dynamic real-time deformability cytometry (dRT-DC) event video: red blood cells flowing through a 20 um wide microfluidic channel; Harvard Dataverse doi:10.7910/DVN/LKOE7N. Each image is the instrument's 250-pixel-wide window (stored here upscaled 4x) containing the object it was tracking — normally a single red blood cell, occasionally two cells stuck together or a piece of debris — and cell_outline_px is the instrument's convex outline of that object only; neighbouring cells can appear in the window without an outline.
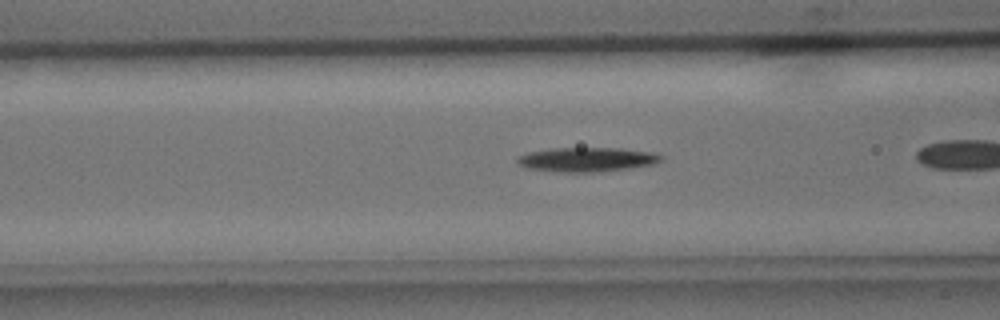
{"species": "common noctule bat (a hibernating species)", "species_latin": "Nyctalus noctula", "temperature_condition": "cold", "stored_images_in_passage": 33, "camera_frame_rate_fps": 3000, "um_per_image_px": 0.085, "animal": {"sex": "male", "body_mass_g": 15.6}, "frame": {"image": 1, "passage_image": 13, "time_ms": 4.0, "image_size_px": [1000, 320], "cell_outline_px": [[664, 156], [660, 160], [652, 164], [632, 168], [600, 172], [560, 172], [524, 168], [516, 164], [516, 156], [528, 152], [552, 148], [620, 148], [652, 152]], "centroid_in_image_um": [49.82, 13.56], "position_along_channel_um": 116.8, "area_um2": 20.63}}
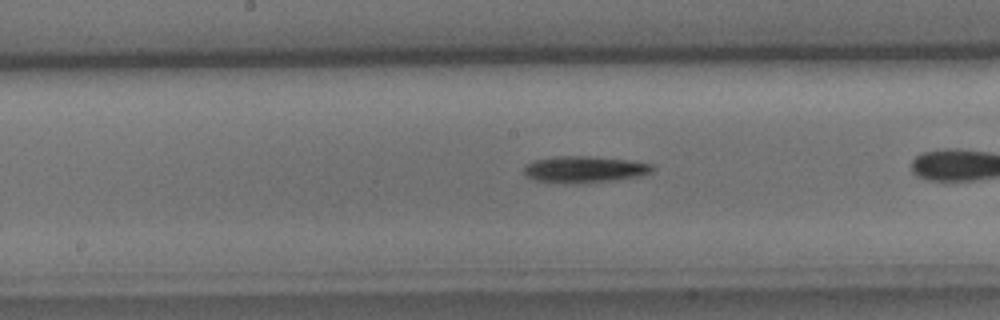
{"frame": {"image": 2, "passage_image": 19, "time_ms": 6.0, "image_size_px": [1000, 320], "cell_outline_px": [[656, 168], [652, 172], [640, 176], [616, 180], [584, 184], [548, 184], [532, 180], [524, 176], [524, 168], [532, 160], [556, 156], [588, 156], [632, 160], [652, 164]], "centroid_in_image_um": [49.64, 14.43], "position_along_channel_um": 198.6, "area_um2": 20.75}}
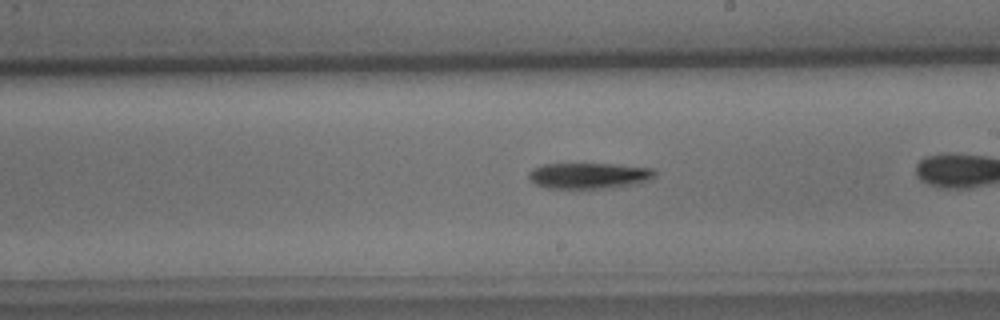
{"frame": {"image": 3, "passage_image": 22, "time_ms": 7.0, "image_size_px": [1000, 320], "cell_outline_px": [[656, 176], [648, 180], [632, 184], [612, 188], [544, 188], [536, 184], [528, 176], [528, 172], [532, 168], [544, 164], [616, 164], [656, 168]], "centroid_in_image_um": [50.08, 14.92], "position_along_channel_um": 238.9, "area_um2": 19.13}}